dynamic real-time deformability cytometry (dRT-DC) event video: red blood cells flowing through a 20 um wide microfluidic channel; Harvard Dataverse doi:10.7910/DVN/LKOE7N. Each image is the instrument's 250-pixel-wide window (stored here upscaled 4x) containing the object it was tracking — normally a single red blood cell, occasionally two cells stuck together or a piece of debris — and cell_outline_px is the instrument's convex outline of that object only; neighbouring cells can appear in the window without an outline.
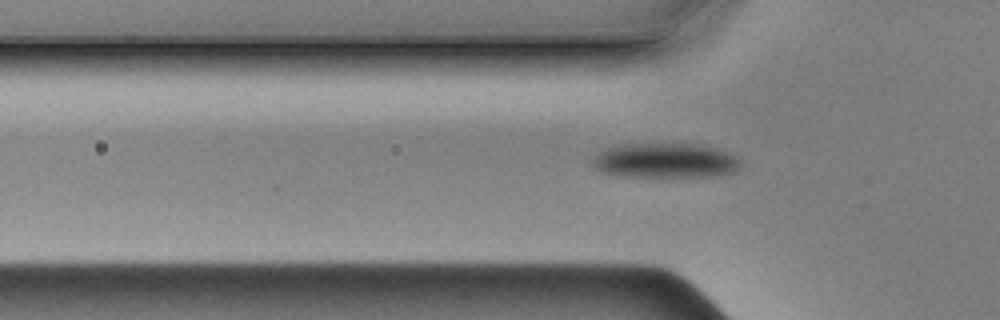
{"species": "Egyptian fruit bat (a non-hibernating species)", "species_latin": "Rousettus aegyptiacus", "temperature_condition": "cold", "stored_images_in_passage": 35, "camera_frame_rate_fps": 3000, "um_per_image_px": 0.085, "animal": {"sex": "male"}, "frame": {"image": 1, "passage_image": 2, "time_ms": 0.333, "image_size_px": [1000, 320], "cell_outline_px": [[740, 164], [732, 172], [704, 176], [624, 176], [600, 172], [592, 168], [592, 160], [600, 152], [608, 148], [620, 144], [700, 144], [716, 148], [732, 156]], "centroid_in_image_um": [56.43, 13.64], "position_along_channel_um": 69.4, "area_um2": 29.36}}
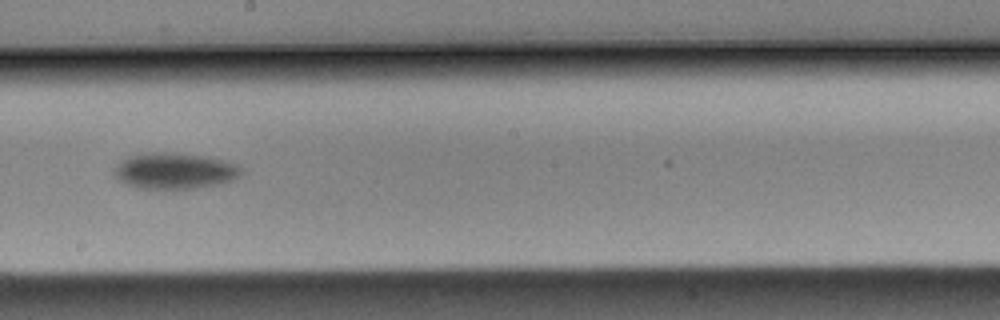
{"frame": {"image": 2, "passage_image": 16, "time_ms": 5.0, "image_size_px": [1000, 320], "cell_outline_px": [[244, 172], [240, 176], [232, 180], [220, 184], [196, 188], [136, 188], [120, 180], [112, 172], [116, 164], [120, 160], [128, 156], [148, 152], [172, 152], [208, 156], [224, 160], [236, 164], [244, 168]], "centroid_in_image_um": [14.87, 14.5], "position_along_channel_um": 233.3, "area_um2": 27.05}}
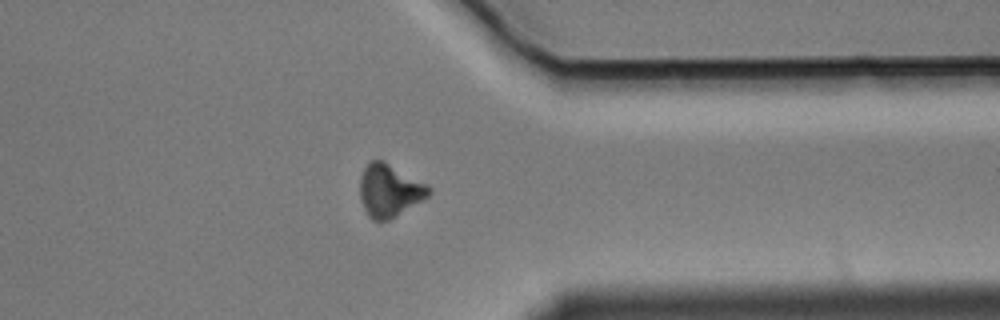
{"frame": {"image": 3, "passage_image": 29, "time_ms": 9.333, "image_size_px": [1000, 320], "cell_outline_px": [[432, 192], [428, 196], [388, 220], [372, 220], [368, 216], [360, 200], [360, 176], [364, 168], [372, 160], [384, 160], [432, 188]], "centroid_in_image_um": [33.07, 16.18], "position_along_channel_um": 378.3, "area_um2": 20.81}, "authors_computed_cell_mechanics": {"area_um2": 25.8944, "velocity_mm_per_s": 3.502, "shape_relaxation_time_tau1_ms": 0.8013, "shape_relaxation_time_tau2_ms": null, "deformation_change_tau1": 0.0512, "deformation_change_tau2": null}}